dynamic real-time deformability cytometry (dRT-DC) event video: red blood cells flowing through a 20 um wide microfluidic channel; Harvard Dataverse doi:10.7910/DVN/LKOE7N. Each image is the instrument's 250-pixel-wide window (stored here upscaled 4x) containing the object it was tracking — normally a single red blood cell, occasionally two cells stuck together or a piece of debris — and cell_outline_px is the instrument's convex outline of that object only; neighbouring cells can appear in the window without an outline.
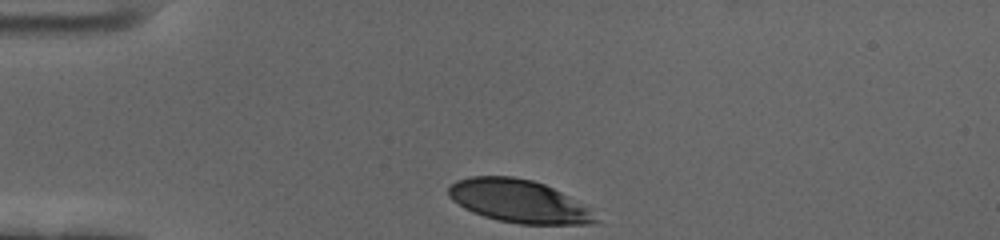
{"species": "human", "species_latin": "Homo sapiens", "temperature_condition": "cold", "stored_images_in_passage": 35, "camera_frame_rate_fps": 3000, "um_per_image_px": 0.085, "donor": {"sex": "female"}, "frame": {"image": 1, "passage_image": 1, "time_ms": 0.0, "image_size_px": [1000, 240], "cell_outline_px": [[600, 220], [592, 224], [520, 224], [496, 220], [472, 212], [464, 208], [452, 200], [448, 196], [448, 188], [456, 180], [472, 176], [512, 176], [532, 180], [544, 184], [568, 196], [588, 208]], "centroid_in_image_um": [44.06, 17.1], "position_along_channel_um": 40.9, "area_um2": 36.59}}
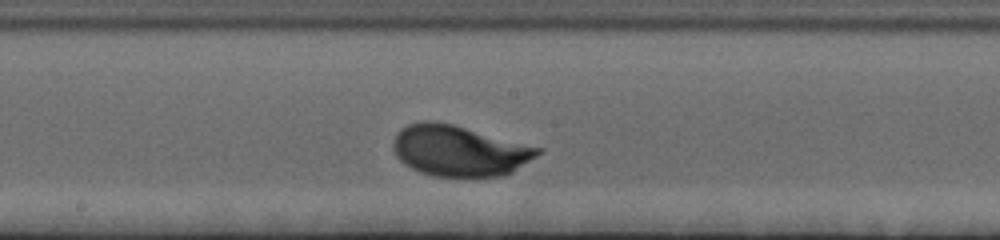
{"frame": {"image": 2, "passage_image": 19, "time_ms": 6.0, "image_size_px": [1000, 240], "cell_outline_px": [[544, 148], [536, 156], [512, 172], [500, 176], [432, 176], [420, 172], [404, 164], [396, 156], [392, 144], [396, 132], [400, 128], [408, 124], [424, 120], [428, 120], [452, 124]], "centroid_in_image_um": [39.01, 12.8], "position_along_channel_um": 209.2, "area_um2": 42.71}}
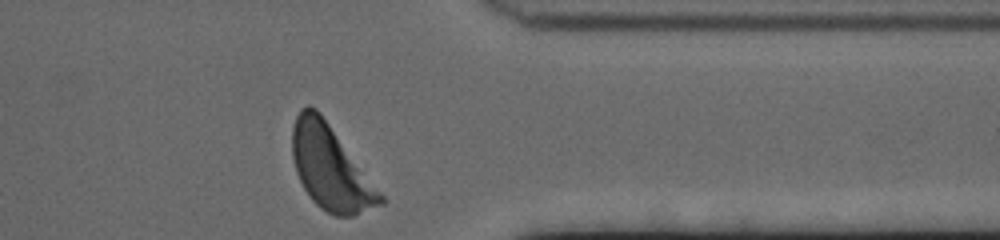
{"frame": {"image": 3, "passage_image": 35, "time_ms": 11.333, "image_size_px": [1000, 240], "cell_outline_px": [[384, 204], [352, 216], [336, 216], [320, 208], [312, 200], [304, 188], [296, 172], [292, 156], [292, 128], [296, 116], [300, 108], [308, 104], [316, 108], [320, 112], [384, 196]], "centroid_in_image_um": [28.07, 14.25], "position_along_channel_um": 383.3, "area_um2": 42.77}, "authors_computed_cell_mechanics": {"area_um2": 41.4426, "velocity_mm_per_s": 3.4008, "shape_relaxation_time_tau1_ms": 2.831, "shape_relaxation_time_tau2_ms": null, "deformation_change_tau1": 0.1553, "deformation_change_tau2": null}}